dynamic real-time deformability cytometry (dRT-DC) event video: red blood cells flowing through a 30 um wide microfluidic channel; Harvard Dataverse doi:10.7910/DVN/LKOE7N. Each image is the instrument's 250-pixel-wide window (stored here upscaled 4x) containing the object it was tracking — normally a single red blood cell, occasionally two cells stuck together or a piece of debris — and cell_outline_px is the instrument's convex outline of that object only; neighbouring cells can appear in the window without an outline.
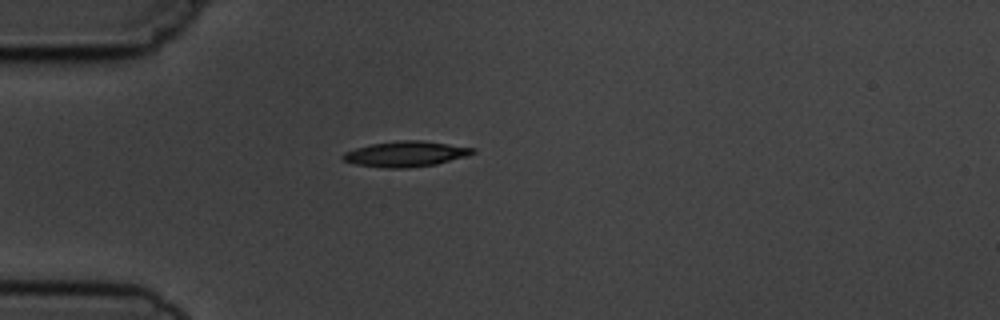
{"species": "common noctule bat (a hibernating species)", "species_latin": "Nyctalus noctula", "temperature_condition": "cold", "stored_images_in_passage": 4, "camera_frame_rate_fps": 3000, "um_per_image_px": 0.085, "animal": {"sex": "male", "body_mass_g": 19.5, "forearm_length_mm": 54.6}, "frame": {"image": 1, "passage_image": 3, "time_ms": 3.333, "image_size_px": [1000, 320], "cell_outline_px": [[476, 152], [468, 156], [436, 164], [408, 168], [388, 168], [356, 164], [344, 160], [340, 156], [344, 152], [356, 148], [372, 144], [396, 140], [420, 140], [476, 148]], "centroid_in_image_um": [34.51, 13.08], "position_along_channel_um": 50.5, "area_um2": 19.25}}